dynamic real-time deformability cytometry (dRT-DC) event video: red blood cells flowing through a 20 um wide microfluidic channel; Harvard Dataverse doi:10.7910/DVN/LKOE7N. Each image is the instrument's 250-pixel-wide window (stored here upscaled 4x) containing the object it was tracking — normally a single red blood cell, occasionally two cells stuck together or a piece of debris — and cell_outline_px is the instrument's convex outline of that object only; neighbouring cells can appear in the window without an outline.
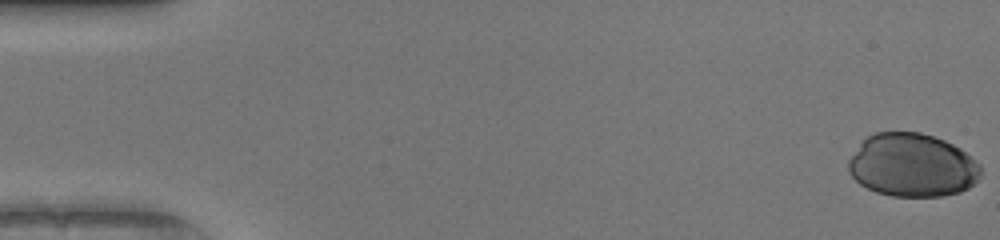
{"species": "human", "species_latin": "Homo sapiens", "temperature_condition": "warm", "stored_images_in_passage": 41, "camera_frame_rate_fps": 3000, "um_per_image_px": 0.085, "donor": {"sex": "female"}, "frame": {"image": 1, "passage_image": 1, "time_ms": 0.0, "image_size_px": [1000, 240], "cell_outline_px": [[980, 176], [968, 188], [960, 192], [940, 196], [892, 196], [876, 192], [860, 184], [848, 172], [848, 160], [860, 144], [868, 136], [876, 132], [920, 132], [944, 140], [960, 148], [980, 164]], "centroid_in_image_um": [77.53, 14.05], "position_along_channel_um": 7.5, "area_um2": 48.61}}
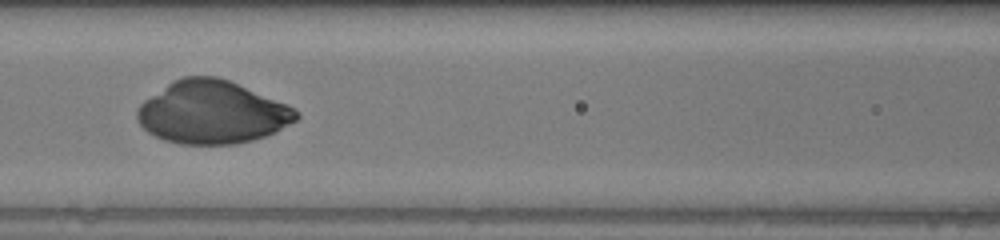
{"frame": {"image": 2, "passage_image": 23, "time_ms": 7.333, "image_size_px": [1000, 240], "cell_outline_px": [[300, 116], [296, 120], [276, 132], [252, 140], [236, 144], [180, 144], [164, 140], [148, 132], [140, 124], [136, 116], [136, 112], [140, 104], [144, 100], [172, 80], [184, 76], [216, 76], [228, 80], [288, 104], [296, 108], [300, 112]], "centroid_in_image_um": [18.04, 9.54], "position_along_channel_um": 148.6, "area_um2": 58.32}}
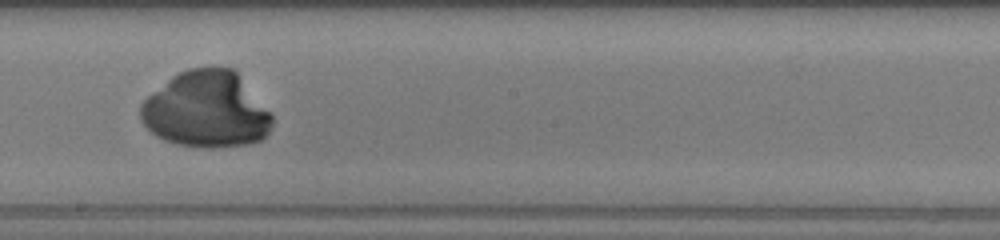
{"frame": {"image": 3, "passage_image": 29, "time_ms": 9.333, "image_size_px": [1000, 240], "cell_outline_px": [[272, 128], [260, 140], [248, 144], [212, 148], [208, 148], [180, 144], [164, 140], [156, 136], [140, 120], [140, 104], [148, 96], [172, 76], [188, 68], [232, 68], [236, 72], [272, 112]], "centroid_in_image_um": [17.55, 9.34], "position_along_channel_um": 230.7, "area_um2": 58.32}}